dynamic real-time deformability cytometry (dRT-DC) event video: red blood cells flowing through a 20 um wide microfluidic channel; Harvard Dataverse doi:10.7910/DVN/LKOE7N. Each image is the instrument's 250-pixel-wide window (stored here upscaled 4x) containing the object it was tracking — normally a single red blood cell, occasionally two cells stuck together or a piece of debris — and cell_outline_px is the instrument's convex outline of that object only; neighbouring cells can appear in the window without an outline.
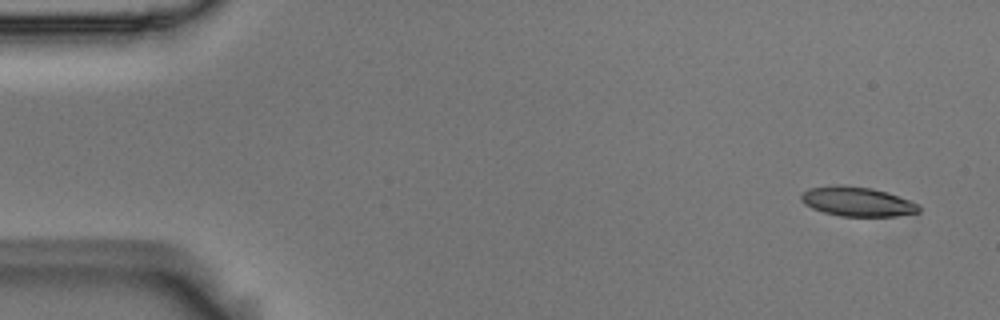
{"species": "Egyptian fruit bat (a non-hibernating species)", "species_latin": "Rousettus aegyptiacus", "temperature_condition": "room temperature", "stored_images_in_passage": 4, "camera_frame_rate_fps": 3000, "um_per_image_px": 0.085, "animal": {"sex": "male"}, "frame": {"image": 1, "passage_image": 1, "time_ms": 0.0, "image_size_px": [1000, 320], "cell_outline_px": [[920, 212], [896, 216], [840, 216], [824, 212], [812, 208], [804, 204], [800, 200], [800, 196], [808, 188], [836, 184], [840, 184], [872, 188], [888, 192], [908, 200], [916, 204], [920, 208]], "centroid_in_image_um": [72.82, 17.12], "position_along_channel_um": 12.2, "area_um2": 20.23}}
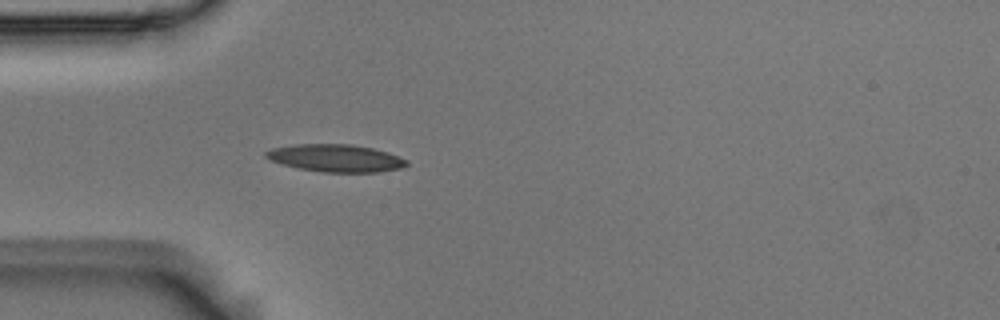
{"frame": {"image": 2, "passage_image": 4, "time_ms": 1.0, "image_size_px": [1000, 320], "cell_outline_px": [[408, 164], [400, 168], [380, 172], [324, 172], [300, 168], [284, 164], [272, 160], [264, 156], [264, 152], [272, 148], [292, 144], [352, 144], [372, 148], [388, 152], [408, 160]], "centroid_in_image_um": [28.55, 13.43], "position_along_channel_um": 56.4, "area_um2": 22.43}}